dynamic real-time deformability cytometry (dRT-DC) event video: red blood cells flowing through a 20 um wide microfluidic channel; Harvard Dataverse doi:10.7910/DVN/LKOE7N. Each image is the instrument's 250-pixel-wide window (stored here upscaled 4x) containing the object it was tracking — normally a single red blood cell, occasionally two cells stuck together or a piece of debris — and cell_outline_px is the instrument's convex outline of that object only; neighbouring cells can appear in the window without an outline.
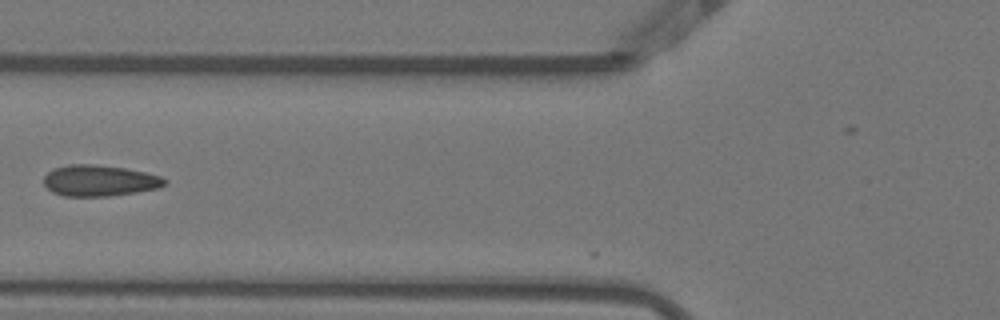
{"species": "Egyptian fruit bat (a non-hibernating species)", "species_latin": "Rousettus aegyptiacus", "temperature_condition": "warm", "stored_images_in_passage": 5, "camera_frame_rate_fps": 3000, "um_per_image_px": 0.085, "animal": {"sex": "female"}, "frame": {"image": 1, "passage_image": 4, "time_ms": 1.0, "image_size_px": [1000, 320], "cell_outline_px": [[168, 184], [160, 188], [136, 192], [108, 196], [64, 196], [52, 192], [44, 184], [44, 176], [52, 168], [68, 164], [92, 164], [124, 168], [144, 172], [160, 176], [168, 180]], "centroid_in_image_um": [8.46, 15.35], "position_along_channel_um": 117.3, "area_um2": 22.02}}